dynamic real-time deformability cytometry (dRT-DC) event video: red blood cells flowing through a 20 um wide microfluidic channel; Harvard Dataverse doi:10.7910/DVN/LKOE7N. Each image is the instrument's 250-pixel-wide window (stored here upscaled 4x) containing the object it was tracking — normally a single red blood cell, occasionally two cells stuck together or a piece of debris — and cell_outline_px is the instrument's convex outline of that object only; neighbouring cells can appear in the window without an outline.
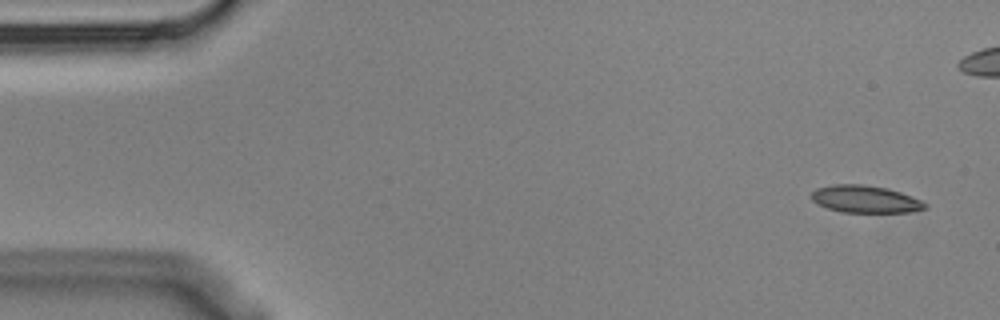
{"species": "Egyptian fruit bat (a non-hibernating species)", "species_latin": "Rousettus aegyptiacus", "temperature_condition": "cold", "stored_images_in_passage": 5, "segment_of_instrument_passage": [2, 2], "camera_frame_rate_fps": 3000, "um_per_image_px": 0.085, "animal": {"sex": "male"}, "frame": {"image": 1, "passage_image": 5, "time_ms": 1.333, "image_size_px": [1000, 320], "cell_outline_px": [[928, 208], [908, 212], [840, 212], [828, 208], [812, 200], [812, 192], [816, 188], [832, 184], [860, 184], [888, 188], [900, 192], [920, 200], [928, 204]], "centroid_in_image_um": [73.55, 16.92], "position_along_channel_um": 11.4, "area_um2": 17.98}}